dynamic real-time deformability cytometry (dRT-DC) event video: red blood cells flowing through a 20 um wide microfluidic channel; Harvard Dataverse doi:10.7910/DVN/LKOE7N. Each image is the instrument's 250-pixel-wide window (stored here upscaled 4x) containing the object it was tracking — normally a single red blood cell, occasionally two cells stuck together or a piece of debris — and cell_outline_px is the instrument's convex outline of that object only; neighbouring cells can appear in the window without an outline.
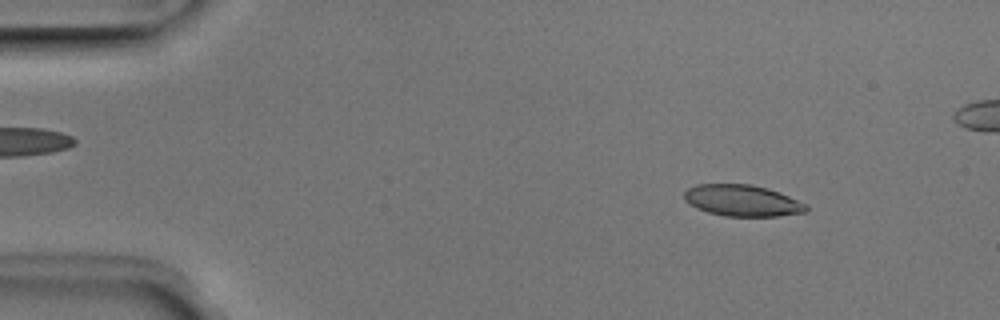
{"species": "Egyptian fruit bat (a non-hibernating species)", "species_latin": "Rousettus aegyptiacus", "temperature_condition": "room temperature", "stored_images_in_passage": 48, "camera_frame_rate_fps": 3000, "um_per_image_px": 0.085, "animal": {"sex": "male"}, "frame": {"image": 1, "passage_image": 6, "time_ms": 1.667, "image_size_px": [1000, 320], "cell_outline_px": [[808, 212], [776, 216], [724, 216], [708, 212], [696, 208], [684, 200], [684, 192], [688, 188], [696, 184], [752, 184], [768, 188], [780, 192], [808, 204]], "centroid_in_image_um": [63.12, 17.04], "position_along_channel_um": 21.9, "area_um2": 22.54}}
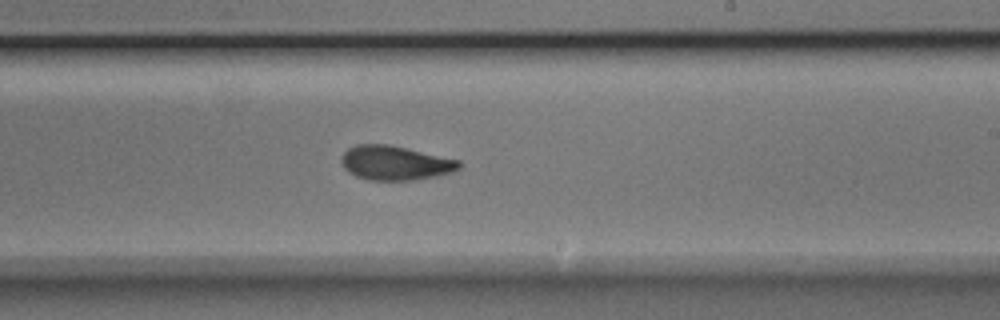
{"frame": {"image": 2, "passage_image": 30, "time_ms": 9.667, "image_size_px": [1000, 320], "cell_outline_px": [[460, 168], [452, 172], [436, 176], [412, 180], [368, 180], [356, 176], [348, 172], [344, 168], [340, 160], [344, 152], [348, 148], [356, 144], [388, 144], [460, 160]], "centroid_in_image_um": [33.56, 13.85], "position_along_channel_um": 255.4, "area_um2": 23.52}}
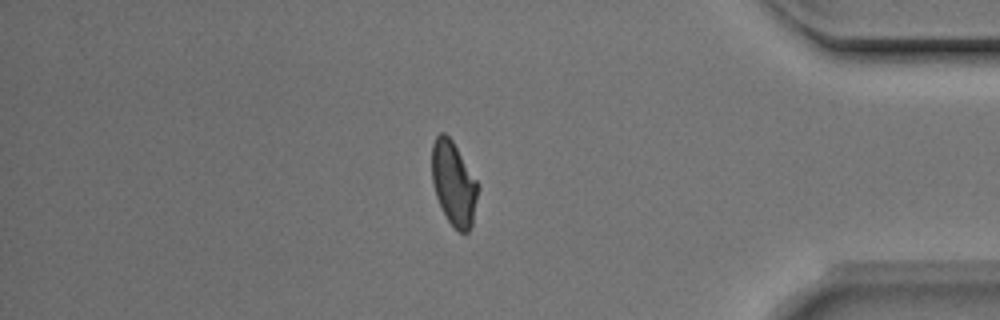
{"frame": {"image": 3, "passage_image": 43, "time_ms": 14.0, "image_size_px": [1000, 320], "cell_outline_px": [[480, 188], [472, 224], [468, 232], [460, 232], [448, 220], [436, 196], [432, 180], [432, 144], [436, 136], [440, 132], [444, 132], [452, 140], [480, 184]], "centroid_in_image_um": [38.59, 15.57], "position_along_channel_um": 396.6, "area_um2": 22.6}, "authors_computed_cell_mechanics": {"area_um2": 23.2356, "velocity_mm_per_s": 3.953, "shape_relaxation_time_tau1_ms": 6.2169, "shape_relaxation_time_tau2_ms": 1.8575, "deformation_change_tau1": 0.1673, "deformation_change_tau2": 0.0838}}